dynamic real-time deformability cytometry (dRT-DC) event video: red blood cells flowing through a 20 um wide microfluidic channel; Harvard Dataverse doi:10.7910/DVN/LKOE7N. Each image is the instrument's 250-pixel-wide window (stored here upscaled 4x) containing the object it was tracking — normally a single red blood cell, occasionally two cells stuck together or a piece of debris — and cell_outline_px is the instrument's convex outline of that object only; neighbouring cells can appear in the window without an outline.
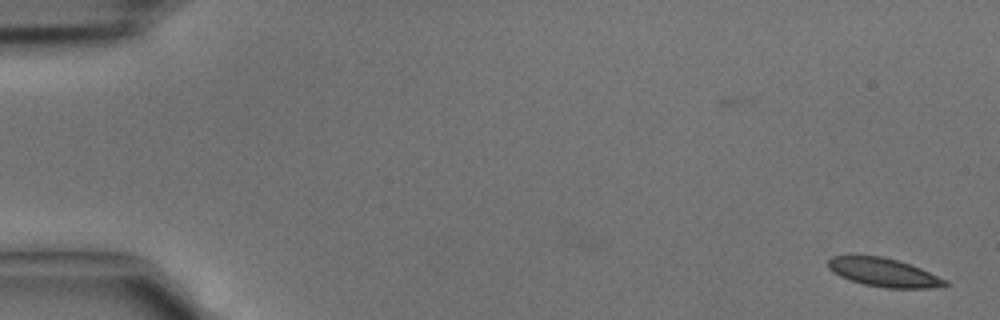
{"species": "common noctule bat (a hibernating species)", "species_latin": "Nyctalus noctula", "temperature_condition": "cold", "stored_images_in_passage": 43, "camera_frame_rate_fps": 3000, "um_per_image_px": 0.085, "animal": {"sex": "male", "body_mass_g": 15.6}, "frame": {"image": 1, "passage_image": 1, "time_ms": 0.0, "image_size_px": [1000, 320], "cell_outline_px": [[948, 284], [944, 288], [888, 288], [864, 284], [840, 276], [832, 272], [828, 268], [828, 260], [832, 256], [880, 256], [896, 260], [920, 268], [948, 280]], "centroid_in_image_um": [75.16, 23.17], "position_along_channel_um": 9.8, "area_um2": 19.31}}
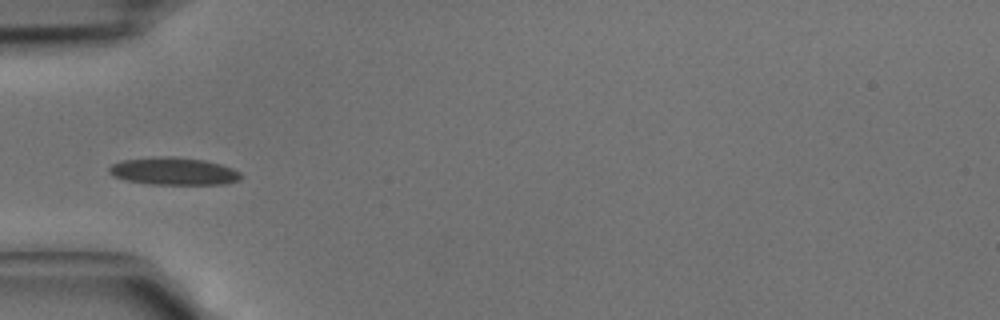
{"frame": {"image": 2, "passage_image": 14, "time_ms": 4.333, "image_size_px": [1000, 320], "cell_outline_px": [[244, 176], [240, 180], [224, 184], [152, 184], [128, 180], [112, 176], [108, 172], [108, 168], [112, 164], [120, 160], [160, 156], [176, 156], [204, 160], [220, 164], [232, 168], [240, 172]], "centroid_in_image_um": [14.77, 14.54], "position_along_channel_um": 70.2, "area_um2": 21.27}}
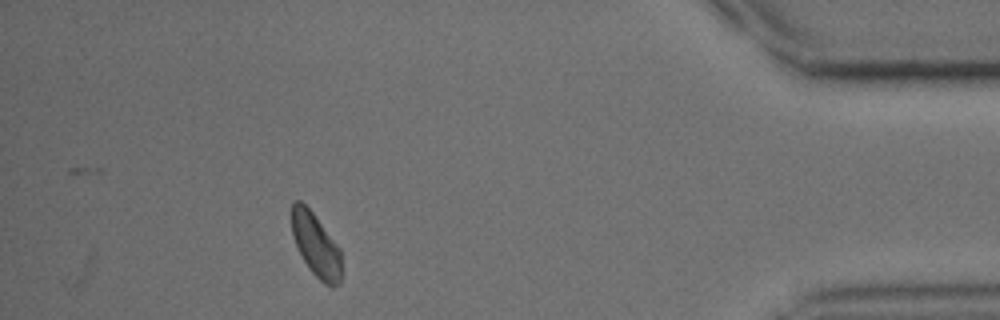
{"frame": {"image": 3, "passage_image": 39, "time_ms": 12.667, "image_size_px": [1000, 320], "cell_outline_px": [[340, 284], [332, 288], [324, 284], [312, 272], [304, 260], [292, 236], [292, 204], [296, 200], [300, 200], [312, 212], [340, 248]], "centroid_in_image_um": [26.85, 20.85], "position_along_channel_um": 408.3, "area_um2": 18.03}}